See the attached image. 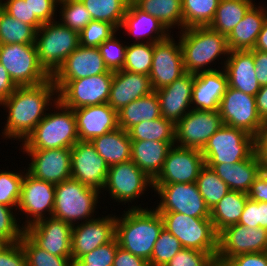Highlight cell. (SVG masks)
Here are the masks:
<instances>
[{
  "mask_svg": "<svg viewBox=\"0 0 267 266\" xmlns=\"http://www.w3.org/2000/svg\"><path fill=\"white\" fill-rule=\"evenodd\" d=\"M56 100L57 89L52 78L35 86H18L0 105L8 113L1 136L6 141L18 140L23 143Z\"/></svg>",
  "mask_w": 267,
  "mask_h": 266,
  "instance_id": "cell-1",
  "label": "cell"
},
{
  "mask_svg": "<svg viewBox=\"0 0 267 266\" xmlns=\"http://www.w3.org/2000/svg\"><path fill=\"white\" fill-rule=\"evenodd\" d=\"M130 206L119 217L116 215L115 237L121 248L149 261L154 244L164 227L163 219L152 206L144 208L141 203Z\"/></svg>",
  "mask_w": 267,
  "mask_h": 266,
  "instance_id": "cell-2",
  "label": "cell"
},
{
  "mask_svg": "<svg viewBox=\"0 0 267 266\" xmlns=\"http://www.w3.org/2000/svg\"><path fill=\"white\" fill-rule=\"evenodd\" d=\"M183 56V65L186 73L218 70L215 60L225 58L220 67L224 68L229 55L227 36L206 27L185 28L178 32ZM222 56V57H221ZM219 58V59H218ZM215 62V63H214ZM212 63L214 68H212ZM210 65V66H208Z\"/></svg>",
  "mask_w": 267,
  "mask_h": 266,
  "instance_id": "cell-3",
  "label": "cell"
},
{
  "mask_svg": "<svg viewBox=\"0 0 267 266\" xmlns=\"http://www.w3.org/2000/svg\"><path fill=\"white\" fill-rule=\"evenodd\" d=\"M51 108H56V111L48 110L33 132L21 143V151L71 149L79 141L73 109L64 106L58 99Z\"/></svg>",
  "mask_w": 267,
  "mask_h": 266,
  "instance_id": "cell-4",
  "label": "cell"
},
{
  "mask_svg": "<svg viewBox=\"0 0 267 266\" xmlns=\"http://www.w3.org/2000/svg\"><path fill=\"white\" fill-rule=\"evenodd\" d=\"M101 192L69 178L55 185L53 217L76 225L95 219ZM99 201V202H98ZM95 213V215H94ZM94 216V217H93Z\"/></svg>",
  "mask_w": 267,
  "mask_h": 266,
  "instance_id": "cell-5",
  "label": "cell"
},
{
  "mask_svg": "<svg viewBox=\"0 0 267 266\" xmlns=\"http://www.w3.org/2000/svg\"><path fill=\"white\" fill-rule=\"evenodd\" d=\"M34 44L39 63L52 76L64 60L80 46L79 33L57 19L43 23L36 31Z\"/></svg>",
  "mask_w": 267,
  "mask_h": 266,
  "instance_id": "cell-6",
  "label": "cell"
},
{
  "mask_svg": "<svg viewBox=\"0 0 267 266\" xmlns=\"http://www.w3.org/2000/svg\"><path fill=\"white\" fill-rule=\"evenodd\" d=\"M164 228L173 234L183 248L210 252L215 258L218 252V234L210 218H194L178 212H159Z\"/></svg>",
  "mask_w": 267,
  "mask_h": 266,
  "instance_id": "cell-7",
  "label": "cell"
},
{
  "mask_svg": "<svg viewBox=\"0 0 267 266\" xmlns=\"http://www.w3.org/2000/svg\"><path fill=\"white\" fill-rule=\"evenodd\" d=\"M254 152L255 137L224 124L208 139L201 150L205 164H233L248 159Z\"/></svg>",
  "mask_w": 267,
  "mask_h": 266,
  "instance_id": "cell-8",
  "label": "cell"
},
{
  "mask_svg": "<svg viewBox=\"0 0 267 266\" xmlns=\"http://www.w3.org/2000/svg\"><path fill=\"white\" fill-rule=\"evenodd\" d=\"M0 63L17 86H35L51 78L39 63L35 44H0Z\"/></svg>",
  "mask_w": 267,
  "mask_h": 266,
  "instance_id": "cell-9",
  "label": "cell"
},
{
  "mask_svg": "<svg viewBox=\"0 0 267 266\" xmlns=\"http://www.w3.org/2000/svg\"><path fill=\"white\" fill-rule=\"evenodd\" d=\"M154 190L150 179L132 160L109 166L103 191L110 194V199L126 205L146 194V189Z\"/></svg>",
  "mask_w": 267,
  "mask_h": 266,
  "instance_id": "cell-10",
  "label": "cell"
},
{
  "mask_svg": "<svg viewBox=\"0 0 267 266\" xmlns=\"http://www.w3.org/2000/svg\"><path fill=\"white\" fill-rule=\"evenodd\" d=\"M160 198L154 208L158 212H178L194 218H210V209L201 196L196 182L153 184ZM160 196V197H159Z\"/></svg>",
  "mask_w": 267,
  "mask_h": 266,
  "instance_id": "cell-11",
  "label": "cell"
},
{
  "mask_svg": "<svg viewBox=\"0 0 267 266\" xmlns=\"http://www.w3.org/2000/svg\"><path fill=\"white\" fill-rule=\"evenodd\" d=\"M219 113L224 125L241 129L253 137L261 132L264 121L258 114L255 96L228 86L221 99Z\"/></svg>",
  "mask_w": 267,
  "mask_h": 266,
  "instance_id": "cell-12",
  "label": "cell"
},
{
  "mask_svg": "<svg viewBox=\"0 0 267 266\" xmlns=\"http://www.w3.org/2000/svg\"><path fill=\"white\" fill-rule=\"evenodd\" d=\"M112 81L113 73L70 80L57 92V99L73 110L104 104L108 102Z\"/></svg>",
  "mask_w": 267,
  "mask_h": 266,
  "instance_id": "cell-13",
  "label": "cell"
},
{
  "mask_svg": "<svg viewBox=\"0 0 267 266\" xmlns=\"http://www.w3.org/2000/svg\"><path fill=\"white\" fill-rule=\"evenodd\" d=\"M55 185L39 180L27 172L24 174L21 196L18 204V216L26 215L21 225L26 228L32 223L53 215ZM48 215V216H47Z\"/></svg>",
  "mask_w": 267,
  "mask_h": 266,
  "instance_id": "cell-14",
  "label": "cell"
},
{
  "mask_svg": "<svg viewBox=\"0 0 267 266\" xmlns=\"http://www.w3.org/2000/svg\"><path fill=\"white\" fill-rule=\"evenodd\" d=\"M267 251V229L235 224L218 234V252L215 260L225 263L241 254Z\"/></svg>",
  "mask_w": 267,
  "mask_h": 266,
  "instance_id": "cell-15",
  "label": "cell"
},
{
  "mask_svg": "<svg viewBox=\"0 0 267 266\" xmlns=\"http://www.w3.org/2000/svg\"><path fill=\"white\" fill-rule=\"evenodd\" d=\"M223 125L219 110L191 109L175 125V145L202 150L208 139Z\"/></svg>",
  "mask_w": 267,
  "mask_h": 266,
  "instance_id": "cell-16",
  "label": "cell"
},
{
  "mask_svg": "<svg viewBox=\"0 0 267 266\" xmlns=\"http://www.w3.org/2000/svg\"><path fill=\"white\" fill-rule=\"evenodd\" d=\"M185 73L179 39L175 41L172 34L167 39L154 43L149 74L153 91L170 85Z\"/></svg>",
  "mask_w": 267,
  "mask_h": 266,
  "instance_id": "cell-17",
  "label": "cell"
},
{
  "mask_svg": "<svg viewBox=\"0 0 267 266\" xmlns=\"http://www.w3.org/2000/svg\"><path fill=\"white\" fill-rule=\"evenodd\" d=\"M109 166L91 141H78L71 148V178L102 193Z\"/></svg>",
  "mask_w": 267,
  "mask_h": 266,
  "instance_id": "cell-18",
  "label": "cell"
},
{
  "mask_svg": "<svg viewBox=\"0 0 267 266\" xmlns=\"http://www.w3.org/2000/svg\"><path fill=\"white\" fill-rule=\"evenodd\" d=\"M116 236V215L107 214L72 226L71 256L72 261L95 248L107 244Z\"/></svg>",
  "mask_w": 267,
  "mask_h": 266,
  "instance_id": "cell-19",
  "label": "cell"
},
{
  "mask_svg": "<svg viewBox=\"0 0 267 266\" xmlns=\"http://www.w3.org/2000/svg\"><path fill=\"white\" fill-rule=\"evenodd\" d=\"M204 165L201 150L173 145L153 184L194 183Z\"/></svg>",
  "mask_w": 267,
  "mask_h": 266,
  "instance_id": "cell-20",
  "label": "cell"
},
{
  "mask_svg": "<svg viewBox=\"0 0 267 266\" xmlns=\"http://www.w3.org/2000/svg\"><path fill=\"white\" fill-rule=\"evenodd\" d=\"M29 156L26 172L54 185L71 178V149L23 150Z\"/></svg>",
  "mask_w": 267,
  "mask_h": 266,
  "instance_id": "cell-21",
  "label": "cell"
},
{
  "mask_svg": "<svg viewBox=\"0 0 267 266\" xmlns=\"http://www.w3.org/2000/svg\"><path fill=\"white\" fill-rule=\"evenodd\" d=\"M103 73H113V71L106 67L98 47L80 45L64 60L51 78L58 92L70 80Z\"/></svg>",
  "mask_w": 267,
  "mask_h": 266,
  "instance_id": "cell-22",
  "label": "cell"
},
{
  "mask_svg": "<svg viewBox=\"0 0 267 266\" xmlns=\"http://www.w3.org/2000/svg\"><path fill=\"white\" fill-rule=\"evenodd\" d=\"M72 225L50 216L25 228V234L40 248L52 255L71 256Z\"/></svg>",
  "mask_w": 267,
  "mask_h": 266,
  "instance_id": "cell-23",
  "label": "cell"
},
{
  "mask_svg": "<svg viewBox=\"0 0 267 266\" xmlns=\"http://www.w3.org/2000/svg\"><path fill=\"white\" fill-rule=\"evenodd\" d=\"M195 74L185 73L173 83L156 90L161 116L176 125L191 109Z\"/></svg>",
  "mask_w": 267,
  "mask_h": 266,
  "instance_id": "cell-24",
  "label": "cell"
},
{
  "mask_svg": "<svg viewBox=\"0 0 267 266\" xmlns=\"http://www.w3.org/2000/svg\"><path fill=\"white\" fill-rule=\"evenodd\" d=\"M80 141H91L118 128L117 112L108 104L74 109Z\"/></svg>",
  "mask_w": 267,
  "mask_h": 266,
  "instance_id": "cell-25",
  "label": "cell"
},
{
  "mask_svg": "<svg viewBox=\"0 0 267 266\" xmlns=\"http://www.w3.org/2000/svg\"><path fill=\"white\" fill-rule=\"evenodd\" d=\"M228 87L225 69L195 74L192 88L191 107L194 110L216 111ZM194 105V106H193Z\"/></svg>",
  "mask_w": 267,
  "mask_h": 266,
  "instance_id": "cell-26",
  "label": "cell"
},
{
  "mask_svg": "<svg viewBox=\"0 0 267 266\" xmlns=\"http://www.w3.org/2000/svg\"><path fill=\"white\" fill-rule=\"evenodd\" d=\"M153 92L148 75L126 70L113 72L108 104L118 112L130 102Z\"/></svg>",
  "mask_w": 267,
  "mask_h": 266,
  "instance_id": "cell-27",
  "label": "cell"
},
{
  "mask_svg": "<svg viewBox=\"0 0 267 266\" xmlns=\"http://www.w3.org/2000/svg\"><path fill=\"white\" fill-rule=\"evenodd\" d=\"M121 29L125 35L127 32V36L134 37L135 40L131 41L134 43H157L171 35L156 17L143 12L134 3H128Z\"/></svg>",
  "mask_w": 267,
  "mask_h": 266,
  "instance_id": "cell-28",
  "label": "cell"
},
{
  "mask_svg": "<svg viewBox=\"0 0 267 266\" xmlns=\"http://www.w3.org/2000/svg\"><path fill=\"white\" fill-rule=\"evenodd\" d=\"M228 86L255 96L261 88L256 73L253 50L230 51L224 66Z\"/></svg>",
  "mask_w": 267,
  "mask_h": 266,
  "instance_id": "cell-29",
  "label": "cell"
},
{
  "mask_svg": "<svg viewBox=\"0 0 267 266\" xmlns=\"http://www.w3.org/2000/svg\"><path fill=\"white\" fill-rule=\"evenodd\" d=\"M262 5L254 3L227 36L230 51L254 49L258 35L267 20V6Z\"/></svg>",
  "mask_w": 267,
  "mask_h": 266,
  "instance_id": "cell-30",
  "label": "cell"
},
{
  "mask_svg": "<svg viewBox=\"0 0 267 266\" xmlns=\"http://www.w3.org/2000/svg\"><path fill=\"white\" fill-rule=\"evenodd\" d=\"M225 182L230 190L248 193L255 178L261 173L255 152L248 158L233 164H206Z\"/></svg>",
  "mask_w": 267,
  "mask_h": 266,
  "instance_id": "cell-31",
  "label": "cell"
},
{
  "mask_svg": "<svg viewBox=\"0 0 267 266\" xmlns=\"http://www.w3.org/2000/svg\"><path fill=\"white\" fill-rule=\"evenodd\" d=\"M173 145L175 142L131 141V160L154 181Z\"/></svg>",
  "mask_w": 267,
  "mask_h": 266,
  "instance_id": "cell-32",
  "label": "cell"
},
{
  "mask_svg": "<svg viewBox=\"0 0 267 266\" xmlns=\"http://www.w3.org/2000/svg\"><path fill=\"white\" fill-rule=\"evenodd\" d=\"M91 143L108 166L131 160V139L128 132L122 128L118 127L114 131L96 137Z\"/></svg>",
  "mask_w": 267,
  "mask_h": 266,
  "instance_id": "cell-33",
  "label": "cell"
},
{
  "mask_svg": "<svg viewBox=\"0 0 267 266\" xmlns=\"http://www.w3.org/2000/svg\"><path fill=\"white\" fill-rule=\"evenodd\" d=\"M118 127L128 131L142 121L161 117L159 98L155 91L130 102L117 112Z\"/></svg>",
  "mask_w": 267,
  "mask_h": 266,
  "instance_id": "cell-34",
  "label": "cell"
},
{
  "mask_svg": "<svg viewBox=\"0 0 267 266\" xmlns=\"http://www.w3.org/2000/svg\"><path fill=\"white\" fill-rule=\"evenodd\" d=\"M248 198L247 193L230 190L210 210V219L217 234L226 227L238 224Z\"/></svg>",
  "mask_w": 267,
  "mask_h": 266,
  "instance_id": "cell-35",
  "label": "cell"
},
{
  "mask_svg": "<svg viewBox=\"0 0 267 266\" xmlns=\"http://www.w3.org/2000/svg\"><path fill=\"white\" fill-rule=\"evenodd\" d=\"M134 4L143 12L156 17L169 32L177 26L178 32L183 30L181 0H136Z\"/></svg>",
  "mask_w": 267,
  "mask_h": 266,
  "instance_id": "cell-36",
  "label": "cell"
},
{
  "mask_svg": "<svg viewBox=\"0 0 267 266\" xmlns=\"http://www.w3.org/2000/svg\"><path fill=\"white\" fill-rule=\"evenodd\" d=\"M254 2L255 0H220L215 16L208 27L228 36Z\"/></svg>",
  "mask_w": 267,
  "mask_h": 266,
  "instance_id": "cell-37",
  "label": "cell"
},
{
  "mask_svg": "<svg viewBox=\"0 0 267 266\" xmlns=\"http://www.w3.org/2000/svg\"><path fill=\"white\" fill-rule=\"evenodd\" d=\"M127 132L131 141L175 142V125L162 116L151 121H142Z\"/></svg>",
  "mask_w": 267,
  "mask_h": 266,
  "instance_id": "cell-38",
  "label": "cell"
},
{
  "mask_svg": "<svg viewBox=\"0 0 267 266\" xmlns=\"http://www.w3.org/2000/svg\"><path fill=\"white\" fill-rule=\"evenodd\" d=\"M183 29L206 27L212 22L220 0H181Z\"/></svg>",
  "mask_w": 267,
  "mask_h": 266,
  "instance_id": "cell-39",
  "label": "cell"
},
{
  "mask_svg": "<svg viewBox=\"0 0 267 266\" xmlns=\"http://www.w3.org/2000/svg\"><path fill=\"white\" fill-rule=\"evenodd\" d=\"M36 30L7 14L0 7V44H34Z\"/></svg>",
  "mask_w": 267,
  "mask_h": 266,
  "instance_id": "cell-40",
  "label": "cell"
},
{
  "mask_svg": "<svg viewBox=\"0 0 267 266\" xmlns=\"http://www.w3.org/2000/svg\"><path fill=\"white\" fill-rule=\"evenodd\" d=\"M92 20L107 21L119 31L128 6L127 0H81Z\"/></svg>",
  "mask_w": 267,
  "mask_h": 266,
  "instance_id": "cell-41",
  "label": "cell"
},
{
  "mask_svg": "<svg viewBox=\"0 0 267 266\" xmlns=\"http://www.w3.org/2000/svg\"><path fill=\"white\" fill-rule=\"evenodd\" d=\"M196 184L210 210L230 191L228 185L206 164L201 168Z\"/></svg>",
  "mask_w": 267,
  "mask_h": 266,
  "instance_id": "cell-42",
  "label": "cell"
},
{
  "mask_svg": "<svg viewBox=\"0 0 267 266\" xmlns=\"http://www.w3.org/2000/svg\"><path fill=\"white\" fill-rule=\"evenodd\" d=\"M125 63L122 70L150 74L154 43H127Z\"/></svg>",
  "mask_w": 267,
  "mask_h": 266,
  "instance_id": "cell-43",
  "label": "cell"
},
{
  "mask_svg": "<svg viewBox=\"0 0 267 266\" xmlns=\"http://www.w3.org/2000/svg\"><path fill=\"white\" fill-rule=\"evenodd\" d=\"M27 261V266H73L72 257H60L37 246L25 233L19 241Z\"/></svg>",
  "mask_w": 267,
  "mask_h": 266,
  "instance_id": "cell-44",
  "label": "cell"
},
{
  "mask_svg": "<svg viewBox=\"0 0 267 266\" xmlns=\"http://www.w3.org/2000/svg\"><path fill=\"white\" fill-rule=\"evenodd\" d=\"M58 8H60L59 21L78 33L92 21L90 13L81 0H59Z\"/></svg>",
  "mask_w": 267,
  "mask_h": 266,
  "instance_id": "cell-45",
  "label": "cell"
},
{
  "mask_svg": "<svg viewBox=\"0 0 267 266\" xmlns=\"http://www.w3.org/2000/svg\"><path fill=\"white\" fill-rule=\"evenodd\" d=\"M16 171H0V204L17 210L26 169Z\"/></svg>",
  "mask_w": 267,
  "mask_h": 266,
  "instance_id": "cell-46",
  "label": "cell"
},
{
  "mask_svg": "<svg viewBox=\"0 0 267 266\" xmlns=\"http://www.w3.org/2000/svg\"><path fill=\"white\" fill-rule=\"evenodd\" d=\"M182 248L180 241L163 227L154 244L149 266H164Z\"/></svg>",
  "mask_w": 267,
  "mask_h": 266,
  "instance_id": "cell-47",
  "label": "cell"
},
{
  "mask_svg": "<svg viewBox=\"0 0 267 266\" xmlns=\"http://www.w3.org/2000/svg\"><path fill=\"white\" fill-rule=\"evenodd\" d=\"M119 30L107 21H90L80 32V45L83 47H98L110 39Z\"/></svg>",
  "mask_w": 267,
  "mask_h": 266,
  "instance_id": "cell-48",
  "label": "cell"
},
{
  "mask_svg": "<svg viewBox=\"0 0 267 266\" xmlns=\"http://www.w3.org/2000/svg\"><path fill=\"white\" fill-rule=\"evenodd\" d=\"M16 212L15 208L0 204V240L4 243L19 242L25 233Z\"/></svg>",
  "mask_w": 267,
  "mask_h": 266,
  "instance_id": "cell-49",
  "label": "cell"
},
{
  "mask_svg": "<svg viewBox=\"0 0 267 266\" xmlns=\"http://www.w3.org/2000/svg\"><path fill=\"white\" fill-rule=\"evenodd\" d=\"M126 48L127 45L125 42L122 43V41L118 39L116 33L110 39L105 40L98 46L106 67L113 72L123 69Z\"/></svg>",
  "mask_w": 267,
  "mask_h": 266,
  "instance_id": "cell-50",
  "label": "cell"
},
{
  "mask_svg": "<svg viewBox=\"0 0 267 266\" xmlns=\"http://www.w3.org/2000/svg\"><path fill=\"white\" fill-rule=\"evenodd\" d=\"M59 0H29L30 26L36 31L43 25L57 19Z\"/></svg>",
  "mask_w": 267,
  "mask_h": 266,
  "instance_id": "cell-51",
  "label": "cell"
},
{
  "mask_svg": "<svg viewBox=\"0 0 267 266\" xmlns=\"http://www.w3.org/2000/svg\"><path fill=\"white\" fill-rule=\"evenodd\" d=\"M119 243L115 237L107 244L101 245L91 252L83 255L78 260H73V264H91L97 266H113L115 253Z\"/></svg>",
  "mask_w": 267,
  "mask_h": 266,
  "instance_id": "cell-52",
  "label": "cell"
},
{
  "mask_svg": "<svg viewBox=\"0 0 267 266\" xmlns=\"http://www.w3.org/2000/svg\"><path fill=\"white\" fill-rule=\"evenodd\" d=\"M238 224L267 229V202H257L248 198Z\"/></svg>",
  "mask_w": 267,
  "mask_h": 266,
  "instance_id": "cell-53",
  "label": "cell"
},
{
  "mask_svg": "<svg viewBox=\"0 0 267 266\" xmlns=\"http://www.w3.org/2000/svg\"><path fill=\"white\" fill-rule=\"evenodd\" d=\"M215 257L210 252L182 248L164 266H210Z\"/></svg>",
  "mask_w": 267,
  "mask_h": 266,
  "instance_id": "cell-54",
  "label": "cell"
},
{
  "mask_svg": "<svg viewBox=\"0 0 267 266\" xmlns=\"http://www.w3.org/2000/svg\"><path fill=\"white\" fill-rule=\"evenodd\" d=\"M0 266H27L20 242L5 243L0 248Z\"/></svg>",
  "mask_w": 267,
  "mask_h": 266,
  "instance_id": "cell-55",
  "label": "cell"
},
{
  "mask_svg": "<svg viewBox=\"0 0 267 266\" xmlns=\"http://www.w3.org/2000/svg\"><path fill=\"white\" fill-rule=\"evenodd\" d=\"M0 7L10 16L30 25L29 0H0Z\"/></svg>",
  "mask_w": 267,
  "mask_h": 266,
  "instance_id": "cell-56",
  "label": "cell"
},
{
  "mask_svg": "<svg viewBox=\"0 0 267 266\" xmlns=\"http://www.w3.org/2000/svg\"><path fill=\"white\" fill-rule=\"evenodd\" d=\"M225 264L227 266H267V251L237 255L229 258Z\"/></svg>",
  "mask_w": 267,
  "mask_h": 266,
  "instance_id": "cell-57",
  "label": "cell"
},
{
  "mask_svg": "<svg viewBox=\"0 0 267 266\" xmlns=\"http://www.w3.org/2000/svg\"><path fill=\"white\" fill-rule=\"evenodd\" d=\"M113 266H149V262L119 246L115 253Z\"/></svg>",
  "mask_w": 267,
  "mask_h": 266,
  "instance_id": "cell-58",
  "label": "cell"
},
{
  "mask_svg": "<svg viewBox=\"0 0 267 266\" xmlns=\"http://www.w3.org/2000/svg\"><path fill=\"white\" fill-rule=\"evenodd\" d=\"M248 197L257 202H267V174L260 173L251 185Z\"/></svg>",
  "mask_w": 267,
  "mask_h": 266,
  "instance_id": "cell-59",
  "label": "cell"
},
{
  "mask_svg": "<svg viewBox=\"0 0 267 266\" xmlns=\"http://www.w3.org/2000/svg\"><path fill=\"white\" fill-rule=\"evenodd\" d=\"M256 78L262 86L267 85V52L253 50Z\"/></svg>",
  "mask_w": 267,
  "mask_h": 266,
  "instance_id": "cell-60",
  "label": "cell"
},
{
  "mask_svg": "<svg viewBox=\"0 0 267 266\" xmlns=\"http://www.w3.org/2000/svg\"><path fill=\"white\" fill-rule=\"evenodd\" d=\"M17 87L7 70L0 63V105L14 93Z\"/></svg>",
  "mask_w": 267,
  "mask_h": 266,
  "instance_id": "cell-61",
  "label": "cell"
},
{
  "mask_svg": "<svg viewBox=\"0 0 267 266\" xmlns=\"http://www.w3.org/2000/svg\"><path fill=\"white\" fill-rule=\"evenodd\" d=\"M256 107L260 118L267 120V85L262 86L255 95Z\"/></svg>",
  "mask_w": 267,
  "mask_h": 266,
  "instance_id": "cell-62",
  "label": "cell"
},
{
  "mask_svg": "<svg viewBox=\"0 0 267 266\" xmlns=\"http://www.w3.org/2000/svg\"><path fill=\"white\" fill-rule=\"evenodd\" d=\"M255 154L258 158L261 172L267 174V143H255Z\"/></svg>",
  "mask_w": 267,
  "mask_h": 266,
  "instance_id": "cell-63",
  "label": "cell"
},
{
  "mask_svg": "<svg viewBox=\"0 0 267 266\" xmlns=\"http://www.w3.org/2000/svg\"><path fill=\"white\" fill-rule=\"evenodd\" d=\"M267 52V20L264 22L261 32L258 35L254 49Z\"/></svg>",
  "mask_w": 267,
  "mask_h": 266,
  "instance_id": "cell-64",
  "label": "cell"
},
{
  "mask_svg": "<svg viewBox=\"0 0 267 266\" xmlns=\"http://www.w3.org/2000/svg\"><path fill=\"white\" fill-rule=\"evenodd\" d=\"M255 143H267V120L263 122L261 132L255 137Z\"/></svg>",
  "mask_w": 267,
  "mask_h": 266,
  "instance_id": "cell-65",
  "label": "cell"
},
{
  "mask_svg": "<svg viewBox=\"0 0 267 266\" xmlns=\"http://www.w3.org/2000/svg\"><path fill=\"white\" fill-rule=\"evenodd\" d=\"M210 266H227L225 263L219 262L217 260H214L213 263H211Z\"/></svg>",
  "mask_w": 267,
  "mask_h": 266,
  "instance_id": "cell-66",
  "label": "cell"
},
{
  "mask_svg": "<svg viewBox=\"0 0 267 266\" xmlns=\"http://www.w3.org/2000/svg\"><path fill=\"white\" fill-rule=\"evenodd\" d=\"M73 266H97V265H91V264H73Z\"/></svg>",
  "mask_w": 267,
  "mask_h": 266,
  "instance_id": "cell-67",
  "label": "cell"
},
{
  "mask_svg": "<svg viewBox=\"0 0 267 266\" xmlns=\"http://www.w3.org/2000/svg\"><path fill=\"white\" fill-rule=\"evenodd\" d=\"M5 243L2 241V240H0V248L4 245Z\"/></svg>",
  "mask_w": 267,
  "mask_h": 266,
  "instance_id": "cell-68",
  "label": "cell"
},
{
  "mask_svg": "<svg viewBox=\"0 0 267 266\" xmlns=\"http://www.w3.org/2000/svg\"><path fill=\"white\" fill-rule=\"evenodd\" d=\"M136 0H127L128 3H134Z\"/></svg>",
  "mask_w": 267,
  "mask_h": 266,
  "instance_id": "cell-69",
  "label": "cell"
}]
</instances>
